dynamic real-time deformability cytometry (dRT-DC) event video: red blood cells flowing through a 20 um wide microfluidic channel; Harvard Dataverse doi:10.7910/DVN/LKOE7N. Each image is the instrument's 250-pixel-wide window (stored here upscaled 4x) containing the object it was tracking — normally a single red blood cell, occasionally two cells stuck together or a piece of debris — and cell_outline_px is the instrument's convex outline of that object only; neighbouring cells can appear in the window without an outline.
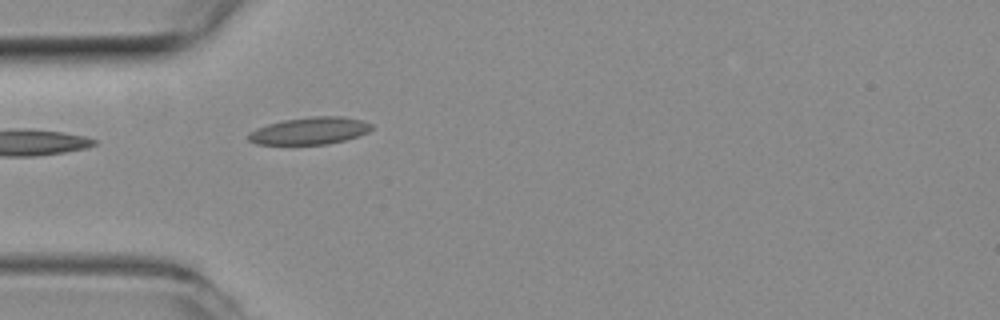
{"species": "common noctule bat (a hibernating species)", "species_latin": "Nyctalus noctula", "temperature_condition": "room temperature", "stored_images_in_passage": 5, "camera_frame_rate_fps": 3000, "um_per_image_px": 0.085, "animal": {"sex": "female", "body_mass_g": 19.3, "forearm_length_mm": 54.1}, "frame": {"image": 1, "passage_image": 1, "time_ms": 0.0, "image_size_px": [1000, 320], "cell_outline_px": [[372, 128], [368, 132], [344, 140], [328, 144], [256, 144], [248, 140], [248, 132], [256, 128], [268, 124], [284, 120], [312, 116], [344, 116], [360, 120], [372, 124]], "centroid_in_image_um": [26.3, 11.11], "position_along_channel_um": 58.7, "area_um2": 19.42}}